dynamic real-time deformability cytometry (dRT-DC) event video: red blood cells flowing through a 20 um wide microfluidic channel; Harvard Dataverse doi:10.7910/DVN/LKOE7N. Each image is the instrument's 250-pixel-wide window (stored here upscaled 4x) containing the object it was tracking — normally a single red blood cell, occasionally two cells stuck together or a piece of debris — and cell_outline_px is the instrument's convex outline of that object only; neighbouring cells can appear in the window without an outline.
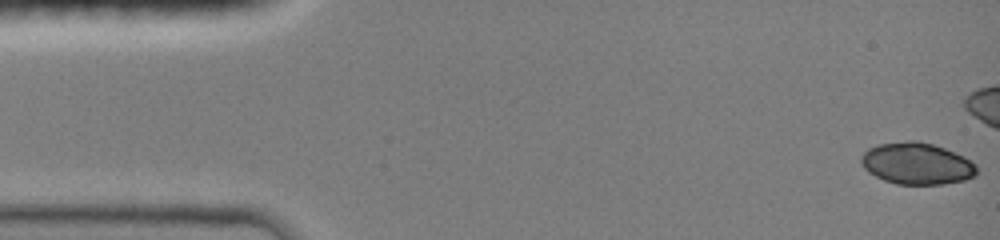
{"species": "common noctule bat (a hibernating species)", "species_latin": "Nyctalus noctula", "temperature_condition": "room temperature", "stored_images_in_passage": 41, "camera_frame_rate_fps": 3000, "um_per_image_px": 0.085, "animal": {"sex": "female", "body_mass_g": 19.0, "forearm_length_mm": 51.5}, "frame": {"image": 1, "passage_image": 1, "time_ms": 0.0, "image_size_px": [1000, 240], "cell_outline_px": [[976, 176], [964, 180], [944, 184], [896, 184], [884, 180], [868, 172], [864, 168], [860, 160], [860, 156], [868, 148], [876, 144], [908, 140], [916, 140], [932, 144], [944, 148], [964, 156], [976, 164]], "centroid_in_image_um": [77.91, 13.89], "position_along_channel_um": 7.1, "area_um2": 28.26}}